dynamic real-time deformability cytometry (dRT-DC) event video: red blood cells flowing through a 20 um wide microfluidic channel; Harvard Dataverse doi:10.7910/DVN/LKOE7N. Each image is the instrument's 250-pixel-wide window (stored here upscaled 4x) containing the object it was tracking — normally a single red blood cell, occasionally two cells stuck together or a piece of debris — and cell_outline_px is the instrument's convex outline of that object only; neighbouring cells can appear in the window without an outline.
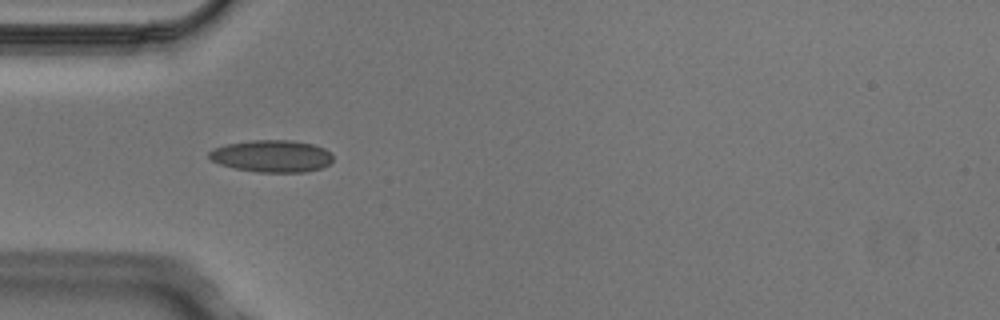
{"species": "Egyptian fruit bat (a non-hibernating species)", "species_latin": "Rousettus aegyptiacus", "temperature_condition": "cold", "stored_images_in_passage": 2, "camera_frame_rate_fps": 3000, "um_per_image_px": 0.085, "animal": {"sex": "male"}, "frame": {"image": 1, "passage_image": 2, "time_ms": 0.333, "image_size_px": [1000, 320], "cell_outline_px": [[332, 160], [328, 164], [320, 168], [304, 172], [260, 172], [236, 168], [220, 164], [212, 160], [208, 156], [208, 152], [212, 148], [228, 144], [252, 140], [292, 140], [312, 144], [324, 148], [332, 156]], "centroid_in_image_um": [23.08, 13.26], "position_along_channel_um": 61.9, "area_um2": 22.95}}